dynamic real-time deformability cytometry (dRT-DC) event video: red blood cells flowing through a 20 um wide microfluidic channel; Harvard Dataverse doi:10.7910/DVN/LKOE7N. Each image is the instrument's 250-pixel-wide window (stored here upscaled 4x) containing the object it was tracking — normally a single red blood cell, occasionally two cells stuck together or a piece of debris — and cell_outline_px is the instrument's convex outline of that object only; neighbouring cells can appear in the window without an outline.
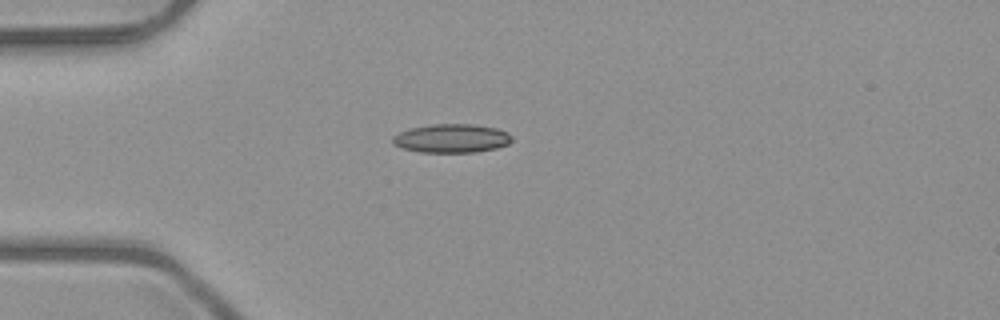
{"species": "common noctule bat (a hibernating species)", "species_latin": "Nyctalus noctula", "temperature_condition": "room temperature", "stored_images_in_passage": 33, "camera_frame_rate_fps": 3000, "um_per_image_px": 0.085, "animal": {"sex": "male", "body_mass_g": 23.1, "forearm_length_mm": 52.7}, "frame": {"image": 1, "passage_image": 1, "time_ms": 0.0, "image_size_px": [1000, 320], "cell_outline_px": [[512, 140], [508, 144], [496, 148], [476, 152], [420, 152], [400, 148], [392, 144], [392, 136], [400, 132], [412, 128], [432, 124], [472, 124], [496, 128], [508, 132], [512, 136]], "centroid_in_image_um": [38.38, 11.76], "position_along_channel_um": 46.6, "area_um2": 20.0}}
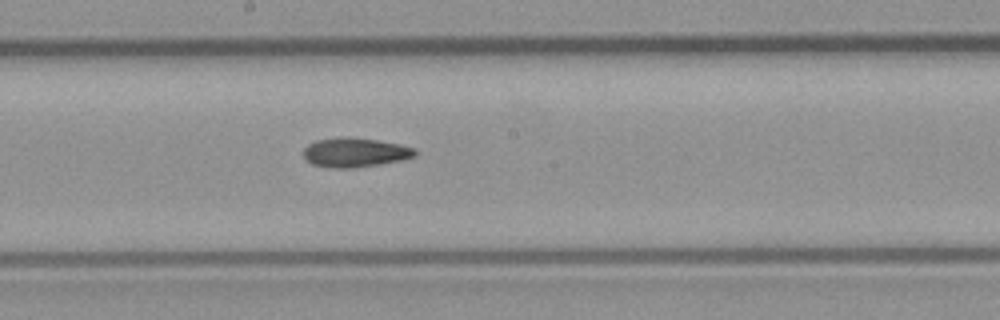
{"frame": {"image": 2, "passage_image": 15, "time_ms": 4.667, "image_size_px": [1000, 320], "cell_outline_px": [[416, 156], [400, 160], [380, 164], [352, 168], [332, 168], [312, 164], [304, 160], [304, 148], [308, 144], [316, 140], [340, 136], [348, 136], [376, 140], [400, 144], [416, 148]], "centroid_in_image_um": [30.15, 12.95], "position_along_channel_um": 218.0, "area_um2": 19.25}}
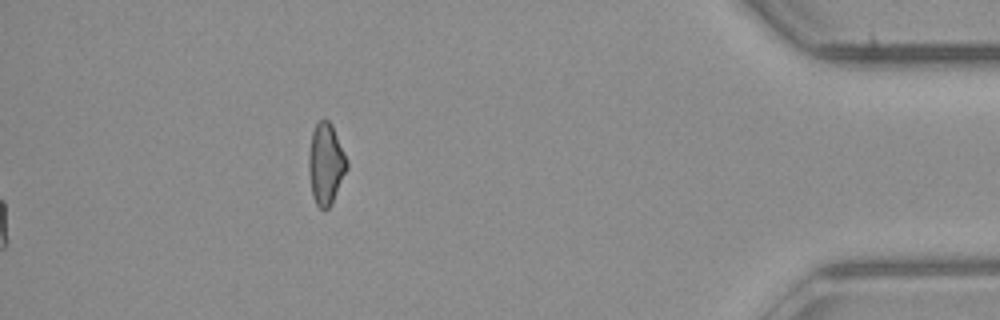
{"frame": {"image": 3, "passage_image": 33, "time_ms": 10.667, "image_size_px": [1000, 320], "cell_outline_px": [[348, 168], [332, 204], [328, 208], [320, 208], [316, 204], [312, 196], [308, 168], [308, 156], [312, 132], [316, 124], [320, 120], [328, 120], [332, 124], [348, 160]], "centroid_in_image_um": [27.7, 13.94], "position_along_channel_um": 407.5, "area_um2": 18.21}, "authors_computed_cell_mechanics": {"area_um2": 18.6116, "velocity_mm_per_s": 4.0451, "shape_relaxation_time_tau1_ms": null, "shape_relaxation_time_tau2_ms": 11.1029, "deformation_change_tau1": null, "deformation_change_tau2": 0.2363}}